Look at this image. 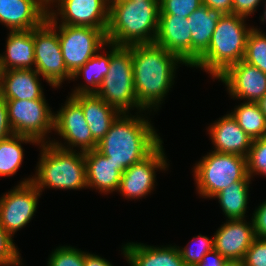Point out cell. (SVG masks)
I'll use <instances>...</instances> for the list:
<instances>
[{
    "instance_id": "5b68a950",
    "label": "cell",
    "mask_w": 266,
    "mask_h": 266,
    "mask_svg": "<svg viewBox=\"0 0 266 266\" xmlns=\"http://www.w3.org/2000/svg\"><path fill=\"white\" fill-rule=\"evenodd\" d=\"M41 155L32 183L41 193L47 188L77 190L88 188L84 153L47 142L40 145ZM77 151V153H76Z\"/></svg>"
},
{
    "instance_id": "ba28073f",
    "label": "cell",
    "mask_w": 266,
    "mask_h": 266,
    "mask_svg": "<svg viewBox=\"0 0 266 266\" xmlns=\"http://www.w3.org/2000/svg\"><path fill=\"white\" fill-rule=\"evenodd\" d=\"M58 33L67 71L73 76L92 56L107 46L106 33L97 28L70 26L46 19Z\"/></svg>"
},
{
    "instance_id": "9c48e42d",
    "label": "cell",
    "mask_w": 266,
    "mask_h": 266,
    "mask_svg": "<svg viewBox=\"0 0 266 266\" xmlns=\"http://www.w3.org/2000/svg\"><path fill=\"white\" fill-rule=\"evenodd\" d=\"M5 104L13 134L30 137L39 145L49 142L46 134L54 130V113L46 99L5 100Z\"/></svg>"
},
{
    "instance_id": "2e32d148",
    "label": "cell",
    "mask_w": 266,
    "mask_h": 266,
    "mask_svg": "<svg viewBox=\"0 0 266 266\" xmlns=\"http://www.w3.org/2000/svg\"><path fill=\"white\" fill-rule=\"evenodd\" d=\"M188 18L175 15H159L154 43L180 57L189 67L192 65V35Z\"/></svg>"
},
{
    "instance_id": "7dc6e473",
    "label": "cell",
    "mask_w": 266,
    "mask_h": 266,
    "mask_svg": "<svg viewBox=\"0 0 266 266\" xmlns=\"http://www.w3.org/2000/svg\"><path fill=\"white\" fill-rule=\"evenodd\" d=\"M116 1H119V0H107L108 5H110L111 3H114V2H116Z\"/></svg>"
},
{
    "instance_id": "44dd1931",
    "label": "cell",
    "mask_w": 266,
    "mask_h": 266,
    "mask_svg": "<svg viewBox=\"0 0 266 266\" xmlns=\"http://www.w3.org/2000/svg\"><path fill=\"white\" fill-rule=\"evenodd\" d=\"M121 249L130 266H186L175 245L154 247L129 242Z\"/></svg>"
},
{
    "instance_id": "ffe728a7",
    "label": "cell",
    "mask_w": 266,
    "mask_h": 266,
    "mask_svg": "<svg viewBox=\"0 0 266 266\" xmlns=\"http://www.w3.org/2000/svg\"><path fill=\"white\" fill-rule=\"evenodd\" d=\"M84 157L88 188L94 187L103 194L117 192L124 171L96 149L84 152Z\"/></svg>"
},
{
    "instance_id": "30bf717a",
    "label": "cell",
    "mask_w": 266,
    "mask_h": 266,
    "mask_svg": "<svg viewBox=\"0 0 266 266\" xmlns=\"http://www.w3.org/2000/svg\"><path fill=\"white\" fill-rule=\"evenodd\" d=\"M35 70L52 86L58 88L64 80H72L62 55L57 30L45 20L33 29Z\"/></svg>"
},
{
    "instance_id": "f546056e",
    "label": "cell",
    "mask_w": 266,
    "mask_h": 266,
    "mask_svg": "<svg viewBox=\"0 0 266 266\" xmlns=\"http://www.w3.org/2000/svg\"><path fill=\"white\" fill-rule=\"evenodd\" d=\"M266 33L256 27L250 31L243 61L253 65L266 74Z\"/></svg>"
},
{
    "instance_id": "ee69618b",
    "label": "cell",
    "mask_w": 266,
    "mask_h": 266,
    "mask_svg": "<svg viewBox=\"0 0 266 266\" xmlns=\"http://www.w3.org/2000/svg\"><path fill=\"white\" fill-rule=\"evenodd\" d=\"M257 103L260 109L262 110V112L264 113V115L266 116V95L261 100H259Z\"/></svg>"
},
{
    "instance_id": "83f0119b",
    "label": "cell",
    "mask_w": 266,
    "mask_h": 266,
    "mask_svg": "<svg viewBox=\"0 0 266 266\" xmlns=\"http://www.w3.org/2000/svg\"><path fill=\"white\" fill-rule=\"evenodd\" d=\"M39 145L34 139L18 134H12L0 141V176L15 175L22 165L24 154L21 143Z\"/></svg>"
},
{
    "instance_id": "7c38bea8",
    "label": "cell",
    "mask_w": 266,
    "mask_h": 266,
    "mask_svg": "<svg viewBox=\"0 0 266 266\" xmlns=\"http://www.w3.org/2000/svg\"><path fill=\"white\" fill-rule=\"evenodd\" d=\"M67 99L57 114L54 113V131L68 145L64 146L63 143L54 140L49 142L68 150L79 147L83 153L96 149L98 142L92 137L81 105L71 95Z\"/></svg>"
},
{
    "instance_id": "ab89813d",
    "label": "cell",
    "mask_w": 266,
    "mask_h": 266,
    "mask_svg": "<svg viewBox=\"0 0 266 266\" xmlns=\"http://www.w3.org/2000/svg\"><path fill=\"white\" fill-rule=\"evenodd\" d=\"M233 0H202V5L208 6L211 10L221 14H232Z\"/></svg>"
},
{
    "instance_id": "52a82bcc",
    "label": "cell",
    "mask_w": 266,
    "mask_h": 266,
    "mask_svg": "<svg viewBox=\"0 0 266 266\" xmlns=\"http://www.w3.org/2000/svg\"><path fill=\"white\" fill-rule=\"evenodd\" d=\"M198 194L211 198L237 181H251L247 158L238 154L210 152L194 166Z\"/></svg>"
},
{
    "instance_id": "603a6c76",
    "label": "cell",
    "mask_w": 266,
    "mask_h": 266,
    "mask_svg": "<svg viewBox=\"0 0 266 266\" xmlns=\"http://www.w3.org/2000/svg\"><path fill=\"white\" fill-rule=\"evenodd\" d=\"M4 53L0 54V65L4 71L35 69L33 29L10 31Z\"/></svg>"
},
{
    "instance_id": "d6986e66",
    "label": "cell",
    "mask_w": 266,
    "mask_h": 266,
    "mask_svg": "<svg viewBox=\"0 0 266 266\" xmlns=\"http://www.w3.org/2000/svg\"><path fill=\"white\" fill-rule=\"evenodd\" d=\"M214 152L248 156L253 140L240 128L231 113L219 118L208 127Z\"/></svg>"
},
{
    "instance_id": "f1b7e54d",
    "label": "cell",
    "mask_w": 266,
    "mask_h": 266,
    "mask_svg": "<svg viewBox=\"0 0 266 266\" xmlns=\"http://www.w3.org/2000/svg\"><path fill=\"white\" fill-rule=\"evenodd\" d=\"M231 115L252 140L266 137V116L257 102L244 101L234 108Z\"/></svg>"
},
{
    "instance_id": "1f68e13d",
    "label": "cell",
    "mask_w": 266,
    "mask_h": 266,
    "mask_svg": "<svg viewBox=\"0 0 266 266\" xmlns=\"http://www.w3.org/2000/svg\"><path fill=\"white\" fill-rule=\"evenodd\" d=\"M247 173L251 178L257 174L266 176V137L253 140L247 156Z\"/></svg>"
},
{
    "instance_id": "bcb514c9",
    "label": "cell",
    "mask_w": 266,
    "mask_h": 266,
    "mask_svg": "<svg viewBox=\"0 0 266 266\" xmlns=\"http://www.w3.org/2000/svg\"><path fill=\"white\" fill-rule=\"evenodd\" d=\"M264 7H265V8H264V9H265V10H264V14H263L264 16H261V21H262V22L266 21V1H265V4H264Z\"/></svg>"
},
{
    "instance_id": "7a4b0ae2",
    "label": "cell",
    "mask_w": 266,
    "mask_h": 266,
    "mask_svg": "<svg viewBox=\"0 0 266 266\" xmlns=\"http://www.w3.org/2000/svg\"><path fill=\"white\" fill-rule=\"evenodd\" d=\"M121 113L97 143L96 150L123 171L144 160L161 143L156 130L143 114ZM142 116V117H141Z\"/></svg>"
},
{
    "instance_id": "b9f144b4",
    "label": "cell",
    "mask_w": 266,
    "mask_h": 266,
    "mask_svg": "<svg viewBox=\"0 0 266 266\" xmlns=\"http://www.w3.org/2000/svg\"><path fill=\"white\" fill-rule=\"evenodd\" d=\"M84 266H113L111 262L96 254L85 252Z\"/></svg>"
},
{
    "instance_id": "e0dca14e",
    "label": "cell",
    "mask_w": 266,
    "mask_h": 266,
    "mask_svg": "<svg viewBox=\"0 0 266 266\" xmlns=\"http://www.w3.org/2000/svg\"><path fill=\"white\" fill-rule=\"evenodd\" d=\"M255 238L253 221L226 220L213 236L214 249L226 260H240Z\"/></svg>"
},
{
    "instance_id": "4dcf8cb0",
    "label": "cell",
    "mask_w": 266,
    "mask_h": 266,
    "mask_svg": "<svg viewBox=\"0 0 266 266\" xmlns=\"http://www.w3.org/2000/svg\"><path fill=\"white\" fill-rule=\"evenodd\" d=\"M192 242H196L198 246L187 245L185 248H180L178 246L181 257L186 266H196L200 261H202L203 256L214 249L213 238L210 239L207 236L199 234L195 236ZM189 246V247H188Z\"/></svg>"
},
{
    "instance_id": "4316f807",
    "label": "cell",
    "mask_w": 266,
    "mask_h": 266,
    "mask_svg": "<svg viewBox=\"0 0 266 266\" xmlns=\"http://www.w3.org/2000/svg\"><path fill=\"white\" fill-rule=\"evenodd\" d=\"M251 181H237L212 197L217 198L227 220L244 219Z\"/></svg>"
},
{
    "instance_id": "f35d334b",
    "label": "cell",
    "mask_w": 266,
    "mask_h": 266,
    "mask_svg": "<svg viewBox=\"0 0 266 266\" xmlns=\"http://www.w3.org/2000/svg\"><path fill=\"white\" fill-rule=\"evenodd\" d=\"M12 129L8 121L5 100L0 97V141L12 135Z\"/></svg>"
},
{
    "instance_id": "ac0fdd59",
    "label": "cell",
    "mask_w": 266,
    "mask_h": 266,
    "mask_svg": "<svg viewBox=\"0 0 266 266\" xmlns=\"http://www.w3.org/2000/svg\"><path fill=\"white\" fill-rule=\"evenodd\" d=\"M48 16V0H0V23L11 31L39 27Z\"/></svg>"
},
{
    "instance_id": "60d3db41",
    "label": "cell",
    "mask_w": 266,
    "mask_h": 266,
    "mask_svg": "<svg viewBox=\"0 0 266 266\" xmlns=\"http://www.w3.org/2000/svg\"><path fill=\"white\" fill-rule=\"evenodd\" d=\"M227 260L215 249L206 253L196 266H223Z\"/></svg>"
},
{
    "instance_id": "d4e9b609",
    "label": "cell",
    "mask_w": 266,
    "mask_h": 266,
    "mask_svg": "<svg viewBox=\"0 0 266 266\" xmlns=\"http://www.w3.org/2000/svg\"><path fill=\"white\" fill-rule=\"evenodd\" d=\"M220 16V12L202 5L188 17L192 35V64L208 49Z\"/></svg>"
},
{
    "instance_id": "5bb4252c",
    "label": "cell",
    "mask_w": 266,
    "mask_h": 266,
    "mask_svg": "<svg viewBox=\"0 0 266 266\" xmlns=\"http://www.w3.org/2000/svg\"><path fill=\"white\" fill-rule=\"evenodd\" d=\"M162 143L144 160L131 165L121 174L118 192L125 198L138 199L154 190L155 170H166L169 165Z\"/></svg>"
},
{
    "instance_id": "d590c367",
    "label": "cell",
    "mask_w": 266,
    "mask_h": 266,
    "mask_svg": "<svg viewBox=\"0 0 266 266\" xmlns=\"http://www.w3.org/2000/svg\"><path fill=\"white\" fill-rule=\"evenodd\" d=\"M243 261L245 266H266V239L255 238Z\"/></svg>"
},
{
    "instance_id": "7bdbcfd3",
    "label": "cell",
    "mask_w": 266,
    "mask_h": 266,
    "mask_svg": "<svg viewBox=\"0 0 266 266\" xmlns=\"http://www.w3.org/2000/svg\"><path fill=\"white\" fill-rule=\"evenodd\" d=\"M223 266H245L243 259L227 260Z\"/></svg>"
},
{
    "instance_id": "e575fe53",
    "label": "cell",
    "mask_w": 266,
    "mask_h": 266,
    "mask_svg": "<svg viewBox=\"0 0 266 266\" xmlns=\"http://www.w3.org/2000/svg\"><path fill=\"white\" fill-rule=\"evenodd\" d=\"M12 238L0 224V266H21L23 264Z\"/></svg>"
},
{
    "instance_id": "7402d4cb",
    "label": "cell",
    "mask_w": 266,
    "mask_h": 266,
    "mask_svg": "<svg viewBox=\"0 0 266 266\" xmlns=\"http://www.w3.org/2000/svg\"><path fill=\"white\" fill-rule=\"evenodd\" d=\"M71 96L81 105L92 137L99 142L121 112L105 103L95 93L71 94Z\"/></svg>"
},
{
    "instance_id": "8fae6325",
    "label": "cell",
    "mask_w": 266,
    "mask_h": 266,
    "mask_svg": "<svg viewBox=\"0 0 266 266\" xmlns=\"http://www.w3.org/2000/svg\"><path fill=\"white\" fill-rule=\"evenodd\" d=\"M32 179H24L0 198V224L11 237L26 226L36 212L41 193Z\"/></svg>"
},
{
    "instance_id": "f6af8a7d",
    "label": "cell",
    "mask_w": 266,
    "mask_h": 266,
    "mask_svg": "<svg viewBox=\"0 0 266 266\" xmlns=\"http://www.w3.org/2000/svg\"><path fill=\"white\" fill-rule=\"evenodd\" d=\"M3 74H4V70L0 65V97H1V93H2Z\"/></svg>"
},
{
    "instance_id": "9a60e30c",
    "label": "cell",
    "mask_w": 266,
    "mask_h": 266,
    "mask_svg": "<svg viewBox=\"0 0 266 266\" xmlns=\"http://www.w3.org/2000/svg\"><path fill=\"white\" fill-rule=\"evenodd\" d=\"M216 79L225 83L235 99L258 102L266 95V74L243 60L229 66Z\"/></svg>"
},
{
    "instance_id": "484cf974",
    "label": "cell",
    "mask_w": 266,
    "mask_h": 266,
    "mask_svg": "<svg viewBox=\"0 0 266 266\" xmlns=\"http://www.w3.org/2000/svg\"><path fill=\"white\" fill-rule=\"evenodd\" d=\"M110 50L106 52V56L99 54L98 51L94 56H92L78 71L72 76V80H76L79 76H84L86 84L80 85L71 94H92L96 93L99 86L102 84L103 78L107 75L109 71L110 58L112 56V44L107 43Z\"/></svg>"
},
{
    "instance_id": "277c9868",
    "label": "cell",
    "mask_w": 266,
    "mask_h": 266,
    "mask_svg": "<svg viewBox=\"0 0 266 266\" xmlns=\"http://www.w3.org/2000/svg\"><path fill=\"white\" fill-rule=\"evenodd\" d=\"M246 18L236 14H221L208 49L190 66L201 68L216 79L229 66L244 58L247 38L253 29Z\"/></svg>"
},
{
    "instance_id": "4fadbf2b",
    "label": "cell",
    "mask_w": 266,
    "mask_h": 266,
    "mask_svg": "<svg viewBox=\"0 0 266 266\" xmlns=\"http://www.w3.org/2000/svg\"><path fill=\"white\" fill-rule=\"evenodd\" d=\"M50 4L58 7L57 11L52 10ZM48 15L54 21H58L60 16V24L92 27L106 33L109 24V5L107 0H48Z\"/></svg>"
},
{
    "instance_id": "6da1fadb",
    "label": "cell",
    "mask_w": 266,
    "mask_h": 266,
    "mask_svg": "<svg viewBox=\"0 0 266 266\" xmlns=\"http://www.w3.org/2000/svg\"><path fill=\"white\" fill-rule=\"evenodd\" d=\"M181 63L188 67L180 57L156 43L132 45L135 93L144 111L151 108L156 111L163 103Z\"/></svg>"
},
{
    "instance_id": "d6a6232c",
    "label": "cell",
    "mask_w": 266,
    "mask_h": 266,
    "mask_svg": "<svg viewBox=\"0 0 266 266\" xmlns=\"http://www.w3.org/2000/svg\"><path fill=\"white\" fill-rule=\"evenodd\" d=\"M85 252L71 246H59L52 251L48 266H84Z\"/></svg>"
},
{
    "instance_id": "cb8c5ba5",
    "label": "cell",
    "mask_w": 266,
    "mask_h": 266,
    "mask_svg": "<svg viewBox=\"0 0 266 266\" xmlns=\"http://www.w3.org/2000/svg\"><path fill=\"white\" fill-rule=\"evenodd\" d=\"M39 76L35 69L4 71L1 97L4 100L45 99Z\"/></svg>"
},
{
    "instance_id": "8d00e7d4",
    "label": "cell",
    "mask_w": 266,
    "mask_h": 266,
    "mask_svg": "<svg viewBox=\"0 0 266 266\" xmlns=\"http://www.w3.org/2000/svg\"><path fill=\"white\" fill-rule=\"evenodd\" d=\"M251 220L256 238L266 239V201L255 209Z\"/></svg>"
},
{
    "instance_id": "74e56055",
    "label": "cell",
    "mask_w": 266,
    "mask_h": 266,
    "mask_svg": "<svg viewBox=\"0 0 266 266\" xmlns=\"http://www.w3.org/2000/svg\"><path fill=\"white\" fill-rule=\"evenodd\" d=\"M261 1L262 0H233L232 14L248 18V16H250L256 11V8Z\"/></svg>"
},
{
    "instance_id": "836d02e7",
    "label": "cell",
    "mask_w": 266,
    "mask_h": 266,
    "mask_svg": "<svg viewBox=\"0 0 266 266\" xmlns=\"http://www.w3.org/2000/svg\"><path fill=\"white\" fill-rule=\"evenodd\" d=\"M200 6H202V0H159V15L188 18Z\"/></svg>"
},
{
    "instance_id": "3957f363",
    "label": "cell",
    "mask_w": 266,
    "mask_h": 266,
    "mask_svg": "<svg viewBox=\"0 0 266 266\" xmlns=\"http://www.w3.org/2000/svg\"><path fill=\"white\" fill-rule=\"evenodd\" d=\"M159 0H119L109 5L108 43L132 46L154 43L159 21Z\"/></svg>"
},
{
    "instance_id": "8992f818",
    "label": "cell",
    "mask_w": 266,
    "mask_h": 266,
    "mask_svg": "<svg viewBox=\"0 0 266 266\" xmlns=\"http://www.w3.org/2000/svg\"><path fill=\"white\" fill-rule=\"evenodd\" d=\"M95 94L121 113H129L133 108L139 110V114L143 111L135 93L132 46L112 44L109 71Z\"/></svg>"
}]
</instances>
